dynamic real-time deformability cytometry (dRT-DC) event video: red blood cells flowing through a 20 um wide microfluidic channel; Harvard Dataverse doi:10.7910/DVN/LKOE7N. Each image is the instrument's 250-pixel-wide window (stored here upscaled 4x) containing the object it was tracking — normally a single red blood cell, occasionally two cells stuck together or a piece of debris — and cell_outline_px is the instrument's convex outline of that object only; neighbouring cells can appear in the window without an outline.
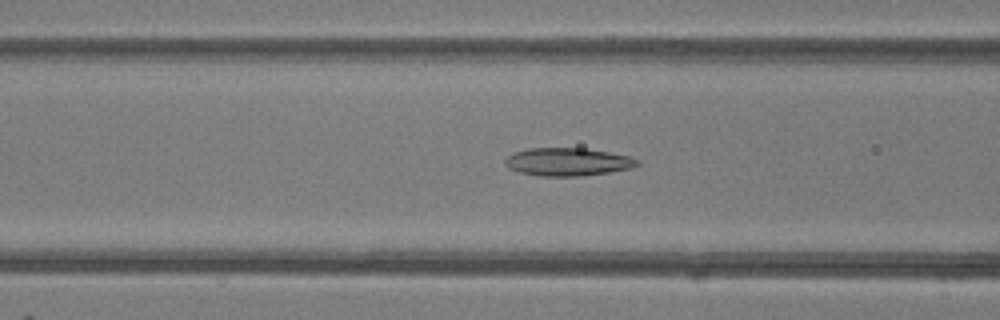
{"species": "common noctule bat (a hibernating species)", "species_latin": "Nyctalus noctula", "temperature_condition": "room temperature", "stored_images_in_passage": 48, "camera_frame_rate_fps": 3000, "um_per_image_px": 0.085, "animal": {"sex": "female"}, "frame": {"image": 1, "passage_image": 19, "time_ms": 6.0, "image_size_px": [1000, 320], "cell_outline_px": [[640, 164], [632, 168], [608, 172], [580, 176], [540, 176], [520, 172], [508, 168], [504, 164], [504, 160], [512, 152], [528, 148], [584, 148], [608, 152], [628, 156], [640, 160]], "centroid_in_image_um": [48.23, 13.75], "position_along_channel_um": 118.4, "area_um2": 21.62}}
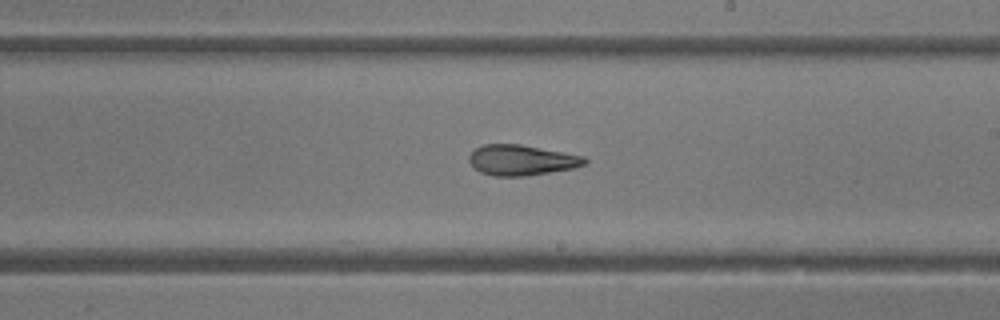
{"frame": {"image": 2, "passage_image": 28, "time_ms": 9.0, "image_size_px": [1000, 320], "cell_outline_px": [[588, 160], [584, 164], [572, 168], [528, 176], [492, 176], [480, 172], [468, 160], [468, 156], [476, 148], [484, 144], [520, 144], [564, 152], [584, 156]], "centroid_in_image_um": [44.32, 13.61], "position_along_channel_um": 244.7, "area_um2": 20.46}}
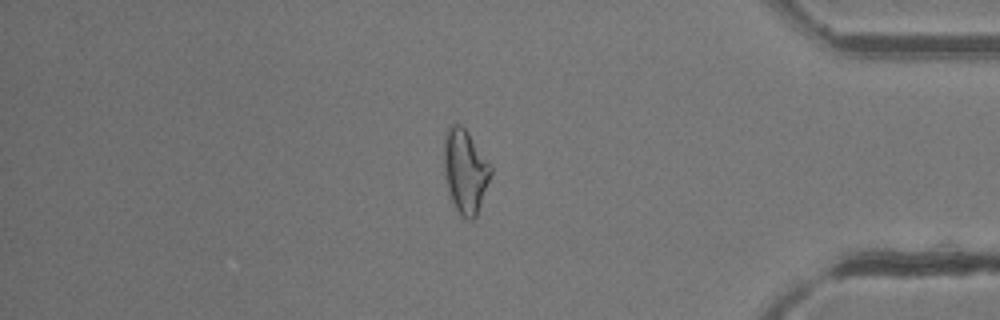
{"frame": {"image": 3, "passage_image": 41, "time_ms": 13.333, "image_size_px": [1000, 320], "cell_outline_px": [[492, 172], [476, 216], [472, 220], [464, 220], [460, 216], [448, 192], [444, 172], [444, 136], [448, 124], [460, 124], [468, 132], [492, 164]], "centroid_in_image_um": [39.54, 14.53], "position_along_channel_um": 395.7, "area_um2": 23.12}, "authors_computed_cell_mechanics": {"area_um2": 22.542, "velocity_mm_per_s": 4.2098, "shape_relaxation_time_tau1_ms": 8.0328, "shape_relaxation_time_tau2_ms": 2.7322, "deformation_change_tau1": 0.1909, "deformation_change_tau2": 0.1118}}